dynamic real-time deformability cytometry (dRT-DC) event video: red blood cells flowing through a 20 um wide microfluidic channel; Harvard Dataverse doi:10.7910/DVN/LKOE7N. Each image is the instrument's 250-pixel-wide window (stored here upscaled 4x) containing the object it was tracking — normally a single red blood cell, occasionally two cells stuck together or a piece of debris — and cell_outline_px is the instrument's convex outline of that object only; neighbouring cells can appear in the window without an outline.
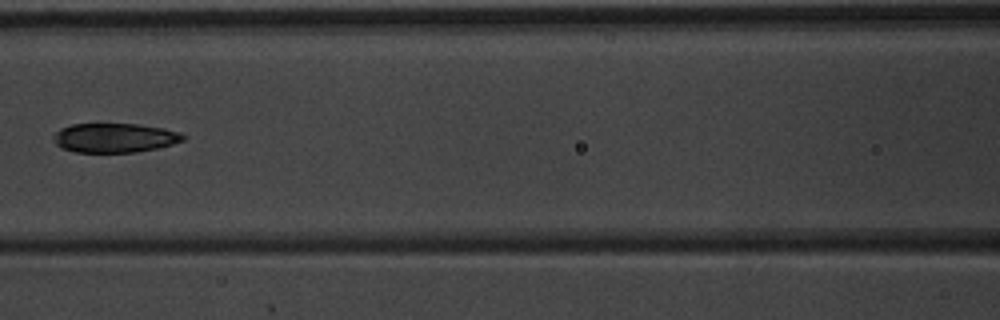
{"species": "common noctule bat (a hibernating species)", "species_latin": "Nyctalus noctula", "temperature_condition": "warm", "stored_images_in_passage": 7, "camera_frame_rate_fps": 3000, "um_per_image_px": 0.085, "animal": {"sex": "male", "body_mass_g": 20.1, "forearm_length_mm": 53.5}, "frame": {"image": 1, "passage_image": 7, "time_ms": 2.0, "image_size_px": [1000, 320], "cell_outline_px": [[184, 140], [172, 144], [156, 148], [136, 152], [76, 152], [60, 148], [52, 140], [52, 136], [60, 128], [72, 124], [140, 124], [164, 128], [180, 132], [184, 136]], "centroid_in_image_um": [9.71, 11.71], "position_along_channel_um": 156.9, "area_um2": 22.2}}